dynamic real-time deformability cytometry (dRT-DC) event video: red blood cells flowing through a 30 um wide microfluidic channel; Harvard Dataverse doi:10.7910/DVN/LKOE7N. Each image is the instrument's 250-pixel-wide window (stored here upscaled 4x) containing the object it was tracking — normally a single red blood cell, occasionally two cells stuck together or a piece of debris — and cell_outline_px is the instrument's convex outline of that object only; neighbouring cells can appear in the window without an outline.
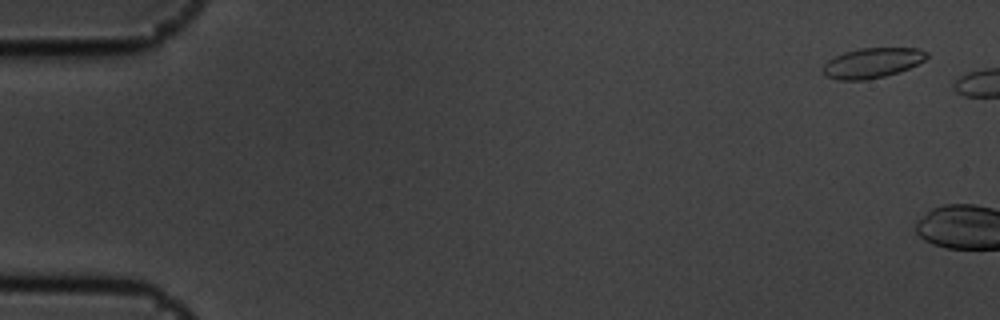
{"species": "common noctule bat (a hibernating species)", "species_latin": "Nyctalus noctula", "temperature_condition": "cold", "stored_images_in_passage": 2, "camera_frame_rate_fps": 3000, "um_per_image_px": 0.085, "animal": {"sex": "male", "body_mass_g": 19.5, "forearm_length_mm": 54.6}, "frame": {"image": 1, "passage_image": 1, "time_ms": 0.0, "image_size_px": [1000, 320], "cell_outline_px": [[928, 56], [924, 60], [908, 68], [884, 76], [864, 80], [836, 80], [824, 76], [824, 64], [828, 60], [844, 52], [860, 48], [916, 48], [928, 52]], "centroid_in_image_um": [74.11, 5.34], "position_along_channel_um": 10.9, "area_um2": 17.98}}